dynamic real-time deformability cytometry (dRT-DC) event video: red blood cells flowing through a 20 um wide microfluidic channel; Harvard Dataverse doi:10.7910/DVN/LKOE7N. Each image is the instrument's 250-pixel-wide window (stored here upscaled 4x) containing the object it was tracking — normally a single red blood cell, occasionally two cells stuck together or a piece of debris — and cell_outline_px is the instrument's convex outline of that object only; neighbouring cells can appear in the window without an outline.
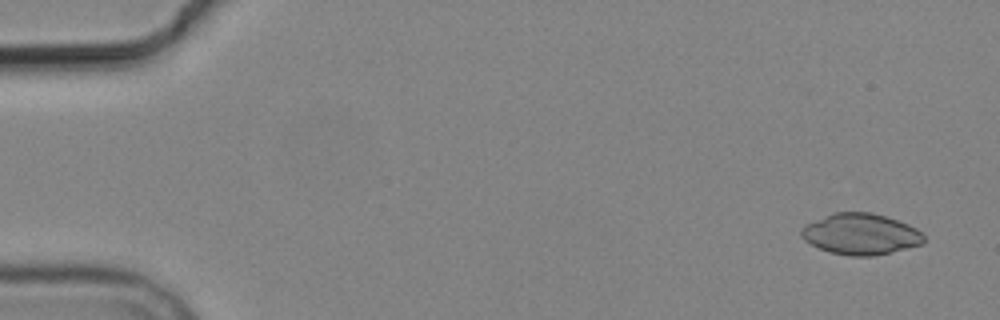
{"species": "common noctule bat (a hibernating species)", "species_latin": "Nyctalus noctula", "temperature_condition": "cold", "stored_images_in_passage": 6, "camera_frame_rate_fps": 3000, "um_per_image_px": 0.085, "animal": {"sex": "male", "body_mass_g": 19.2, "forearm_length_mm": 51.8}, "frame": {"image": 1, "passage_image": 1, "time_ms": 0.0, "image_size_px": [1000, 320], "cell_outline_px": [[924, 244], [892, 252], [872, 256], [852, 256], [828, 252], [804, 240], [800, 236], [800, 228], [804, 224], [832, 212], [872, 212], [908, 224], [916, 228], [924, 236]], "centroid_in_image_um": [73.13, 19.89], "position_along_channel_um": 11.9, "area_um2": 29.54}}